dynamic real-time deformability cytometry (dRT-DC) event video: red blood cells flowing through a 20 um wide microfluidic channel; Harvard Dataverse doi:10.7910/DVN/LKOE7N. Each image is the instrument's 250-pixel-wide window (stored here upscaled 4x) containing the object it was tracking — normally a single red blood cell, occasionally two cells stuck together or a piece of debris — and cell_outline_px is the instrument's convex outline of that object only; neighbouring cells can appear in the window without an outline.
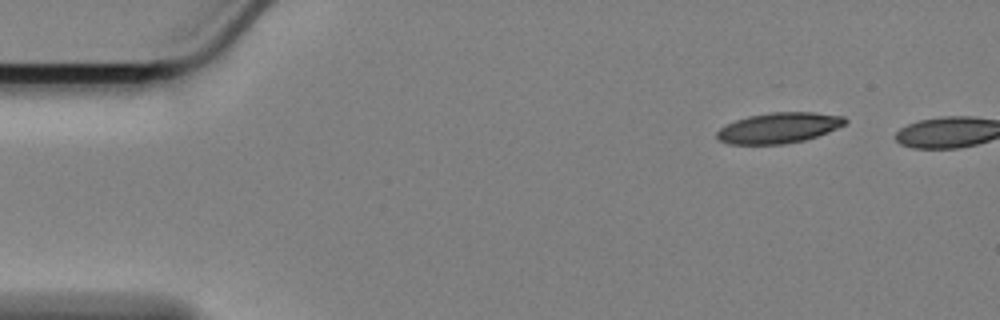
{"species": "Egyptian fruit bat (a non-hibernating species)", "species_latin": "Rousettus aegyptiacus", "temperature_condition": "cold", "stored_images_in_passage": 3, "camera_frame_rate_fps": 3000, "um_per_image_px": 0.085, "animal": {"sex": "female"}, "frame": {"image": 1, "passage_image": 1, "time_ms": 0.0, "image_size_px": [1000, 320], "cell_outline_px": [[848, 120], [844, 124], [828, 132], [804, 140], [784, 144], [728, 144], [720, 140], [716, 136], [716, 132], [720, 128], [736, 120], [748, 116], [772, 112], [816, 112], [844, 116]], "centroid_in_image_um": [66.2, 10.86], "position_along_channel_um": 18.8, "area_um2": 22.72}}